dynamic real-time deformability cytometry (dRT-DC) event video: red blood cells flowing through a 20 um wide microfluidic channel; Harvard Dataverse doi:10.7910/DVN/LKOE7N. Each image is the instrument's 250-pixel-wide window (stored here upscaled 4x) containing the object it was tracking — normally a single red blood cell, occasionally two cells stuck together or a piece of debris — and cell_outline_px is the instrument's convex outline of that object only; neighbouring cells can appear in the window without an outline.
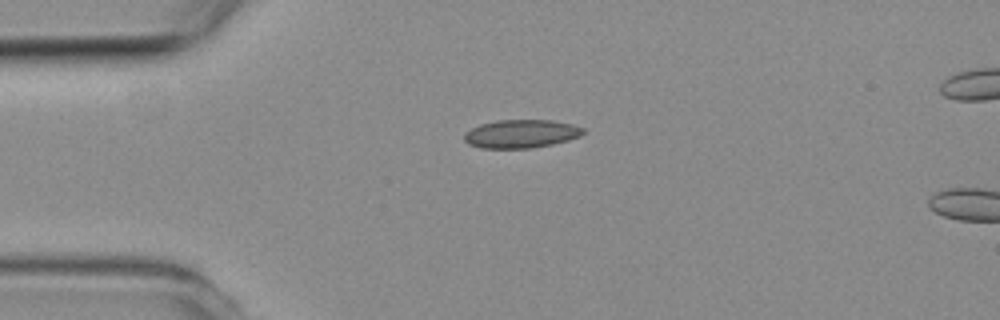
{"species": "common noctule bat (a hibernating species)", "species_latin": "Nyctalus noctula", "temperature_condition": "room temperature", "stored_images_in_passage": 2, "camera_frame_rate_fps": 3000, "um_per_image_px": 0.085, "animal": {"sex": "female", "body_mass_g": 19.3, "forearm_length_mm": 54.1}, "frame": {"image": 1, "passage_image": 2, "time_ms": 1.333, "image_size_px": [1000, 320], "cell_outline_px": [[584, 132], [580, 136], [568, 140], [552, 144], [532, 148], [480, 148], [468, 144], [464, 140], [464, 132], [480, 124], [496, 120], [552, 120], [572, 124], [584, 128]], "centroid_in_image_um": [44.27, 11.37], "position_along_channel_um": 40.7, "area_um2": 19.71}}